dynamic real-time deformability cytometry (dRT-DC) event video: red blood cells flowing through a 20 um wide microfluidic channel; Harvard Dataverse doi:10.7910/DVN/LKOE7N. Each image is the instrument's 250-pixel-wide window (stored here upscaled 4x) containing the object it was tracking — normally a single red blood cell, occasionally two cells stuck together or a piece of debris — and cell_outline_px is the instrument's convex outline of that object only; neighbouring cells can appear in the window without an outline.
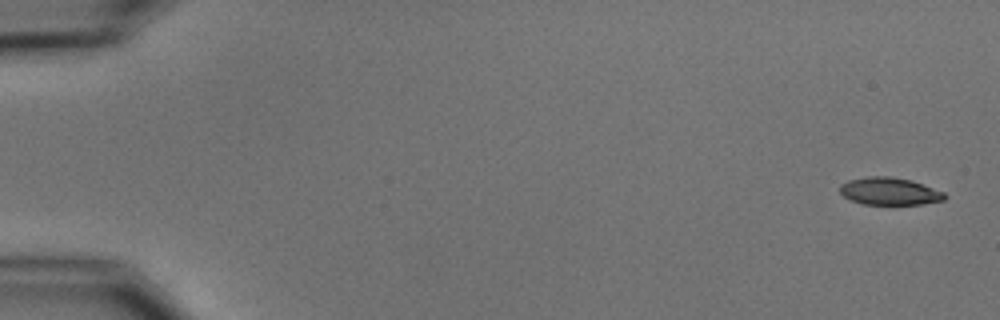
{"species": "common noctule bat (a hibernating species)", "species_latin": "Nyctalus noctula", "temperature_condition": "cold", "stored_images_in_passage": 3, "camera_frame_rate_fps": 3000, "um_per_image_px": 0.085, "animal": {"sex": "male", "body_mass_g": 15.6}, "frame": {"image": 1, "passage_image": 1, "time_ms": 0.0, "image_size_px": [1000, 320], "cell_outline_px": [[948, 196], [944, 200], [924, 204], [864, 204], [852, 200], [844, 196], [840, 192], [840, 184], [848, 180], [868, 176], [892, 176], [912, 180], [944, 192]], "centroid_in_image_um": [75.63, 16.25], "position_along_channel_um": 9.4, "area_um2": 16.82}}